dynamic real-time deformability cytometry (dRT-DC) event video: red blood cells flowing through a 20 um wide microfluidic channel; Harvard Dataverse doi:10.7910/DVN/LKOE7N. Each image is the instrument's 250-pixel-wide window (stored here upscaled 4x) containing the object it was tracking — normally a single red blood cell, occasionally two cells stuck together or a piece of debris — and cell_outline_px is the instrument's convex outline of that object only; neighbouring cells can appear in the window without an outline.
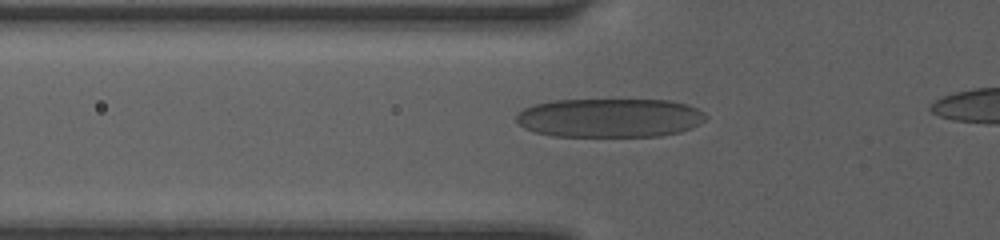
{"species": "human", "species_latin": "Homo sapiens", "temperature_condition": "room temperature", "stored_images_in_passage": 30, "camera_frame_rate_fps": 3000, "um_per_image_px": 0.085, "donor": {"sex": "female"}, "frame": {"image": 1, "passage_image": 9, "time_ms": 3.333, "image_size_px": [1000, 240], "cell_outline_px": [[708, 116], [704, 120], [680, 132], [660, 136], [552, 136], [536, 132], [524, 128], [516, 120], [516, 116], [524, 108], [536, 104], [556, 100], [672, 100], [688, 104], [704, 112]], "centroid_in_image_um": [51.84, 10.01], "position_along_channel_um": 74.0, "area_um2": 42.89}}
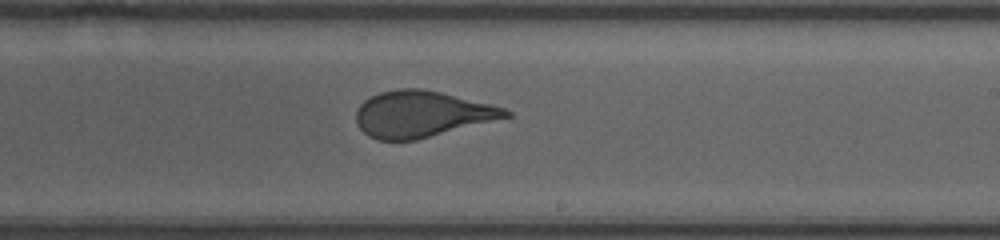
{"frame": {"image": 2, "passage_image": 19, "time_ms": 7.667, "image_size_px": [1000, 240], "cell_outline_px": [[512, 116], [416, 140], [376, 140], [368, 136], [356, 124], [356, 108], [364, 100], [380, 92], [396, 88], [420, 88], [440, 92], [504, 108], [512, 112]], "centroid_in_image_um": [35.79, 9.7], "position_along_channel_um": 253.2, "area_um2": 40.11}}
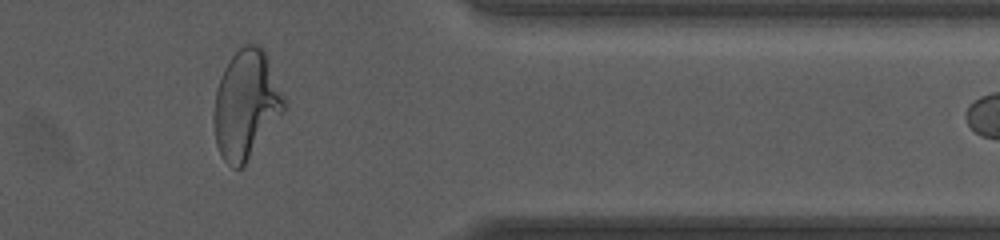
{"frame": {"image": 3, "passage_image": 28, "time_ms": 11.333, "image_size_px": [1000, 240], "cell_outline_px": [[284, 112], [244, 164], [240, 168], [232, 168], [220, 156], [216, 144], [212, 124], [212, 112], [216, 88], [220, 76], [228, 60], [244, 44], [256, 44], [264, 48], [284, 100]], "centroid_in_image_um": [20.85, 8.89], "position_along_channel_um": 390.5, "area_um2": 44.27}}